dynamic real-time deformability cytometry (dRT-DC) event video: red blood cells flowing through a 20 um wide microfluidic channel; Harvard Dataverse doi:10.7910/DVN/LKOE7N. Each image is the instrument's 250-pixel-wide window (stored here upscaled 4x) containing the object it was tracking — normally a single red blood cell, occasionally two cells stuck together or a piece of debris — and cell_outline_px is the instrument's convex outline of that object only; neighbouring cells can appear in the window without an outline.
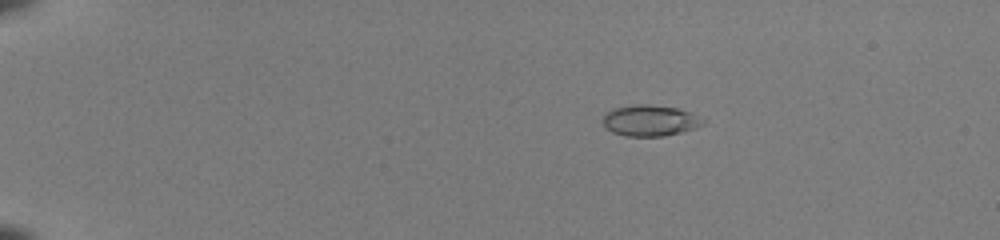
{"species": "common noctule bat (a hibernating species)", "species_latin": "Nyctalus noctula", "temperature_condition": "room temperature", "stored_images_in_passage": 50, "camera_frame_rate_fps": 3000, "um_per_image_px": 0.085, "animal": {"sex": "female", "body_mass_g": 22.0, "forearm_length_mm": 56.7}, "frame": {"image": 1, "passage_image": 9, "time_ms": 2.667, "image_size_px": [1000, 240], "cell_outline_px": [[708, 120], [704, 124], [696, 128], [664, 136], [624, 136], [612, 132], [604, 128], [604, 112], [612, 108], [636, 104], [648, 104], [680, 108], [692, 112]], "centroid_in_image_um": [55.28, 10.23], "position_along_channel_um": 29.7, "area_um2": 18.55}}
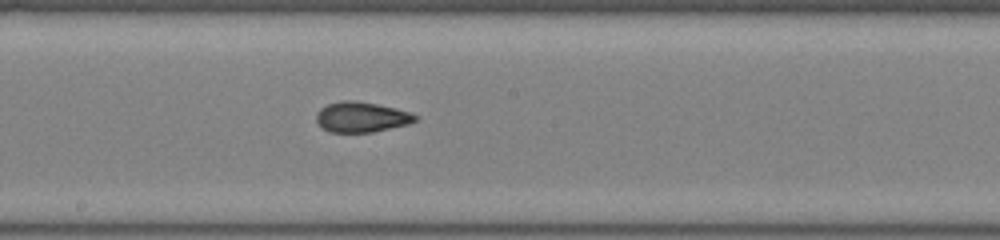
{"frame": {"image": 2, "passage_image": 30, "time_ms": 9.667, "image_size_px": [1000, 240], "cell_outline_px": [[420, 120], [408, 124], [372, 132], [328, 132], [320, 128], [316, 120], [316, 112], [320, 108], [328, 104], [344, 100], [356, 100], [396, 108], [420, 116]], "centroid_in_image_um": [30.72, 9.95], "position_along_channel_um": 217.5, "area_um2": 17.69}}
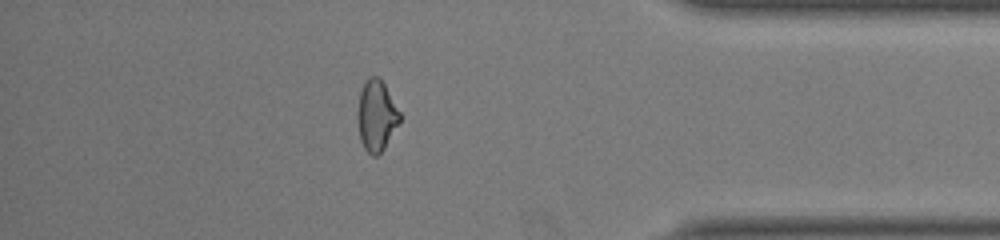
{"frame": {"image": 3, "passage_image": 45, "time_ms": 14.667, "image_size_px": [1000, 240], "cell_outline_px": [[400, 120], [384, 148], [376, 156], [372, 156], [364, 148], [360, 140], [356, 112], [360, 92], [364, 80], [368, 76], [380, 76], [400, 112]], "centroid_in_image_um": [31.96, 9.79], "position_along_channel_um": 403.2, "area_um2": 17.51}, "authors_computed_cell_mechanics": {"area_um2": 17.918, "velocity_mm_per_s": 4.0994, "shape_relaxation_time_tau1_ms": 10.1644, "shape_relaxation_time_tau2_ms": 1.1429, "deformation_change_tau1": 0.2348, "deformation_change_tau2": 0.0644}}